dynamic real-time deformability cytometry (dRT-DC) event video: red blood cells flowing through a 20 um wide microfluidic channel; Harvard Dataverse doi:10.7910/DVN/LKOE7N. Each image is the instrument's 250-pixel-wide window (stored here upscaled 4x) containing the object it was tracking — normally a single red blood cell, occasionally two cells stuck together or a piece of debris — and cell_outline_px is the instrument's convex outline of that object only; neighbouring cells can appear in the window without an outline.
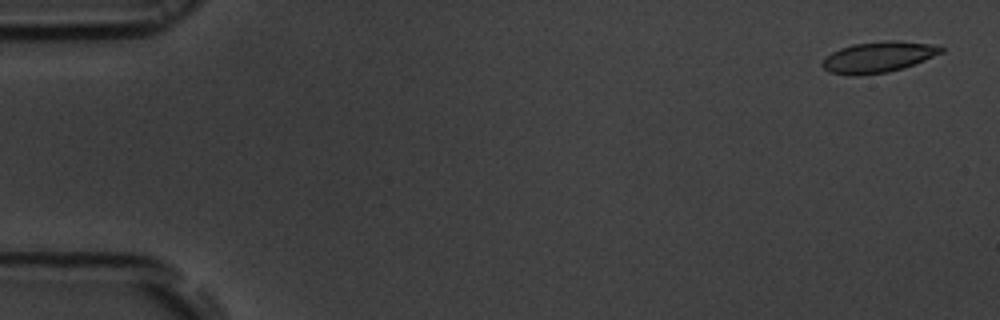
{"species": "common noctule bat (a hibernating species)", "species_latin": "Nyctalus noctula", "temperature_condition": "room temperature", "stored_images_in_passage": 17, "camera_frame_rate_fps": 3000, "um_per_image_px": 0.085, "animal": {"sex": "male", "body_mass_g": 19.5, "forearm_length_mm": 54.6}, "frame": {"image": 1, "passage_image": 2, "time_ms": 0.333, "image_size_px": [1000, 320], "cell_outline_px": [[944, 52], [904, 68], [888, 72], [856, 76], [852, 76], [828, 72], [820, 64], [832, 52], [840, 48], [852, 44], [888, 40], [896, 40], [940, 44], [944, 48]], "centroid_in_image_um": [74.7, 4.84], "position_along_channel_um": 10.3, "area_um2": 21.68}}